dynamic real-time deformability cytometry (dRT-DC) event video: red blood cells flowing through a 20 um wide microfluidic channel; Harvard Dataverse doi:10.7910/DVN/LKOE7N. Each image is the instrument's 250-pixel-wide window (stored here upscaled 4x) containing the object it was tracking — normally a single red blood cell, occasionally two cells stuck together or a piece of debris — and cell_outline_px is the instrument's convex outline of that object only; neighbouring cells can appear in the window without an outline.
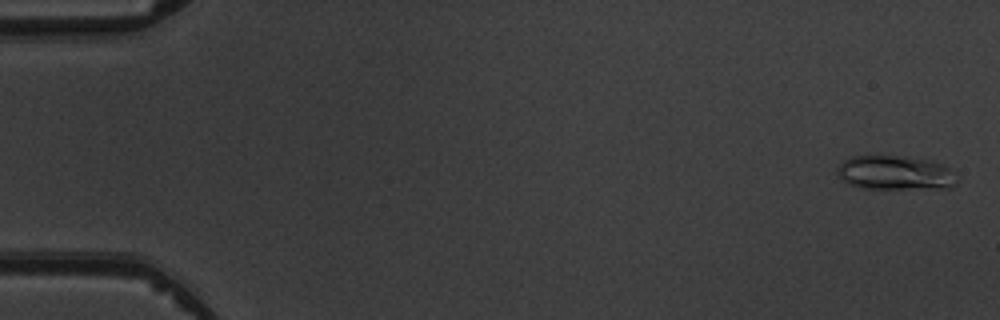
{"species": "common noctule bat (a hibernating species)", "species_latin": "Nyctalus noctula", "temperature_condition": "warm", "stored_images_in_passage": 5, "camera_frame_rate_fps": 3000, "um_per_image_px": 0.085, "animal": {"sex": "male", "body_mass_g": 19.5, "forearm_length_mm": 54.6}, "frame": {"image": 1, "passage_image": 1, "time_ms": 0.0, "image_size_px": [1000, 320], "cell_outline_px": [[960, 176], [956, 184], [952, 188], [860, 188], [848, 184], [836, 172], [836, 168], [844, 160], [852, 156], [896, 156], [932, 160], [944, 164]], "centroid_in_image_um": [76.16, 14.69], "position_along_channel_um": 8.8, "area_um2": 24.1}}